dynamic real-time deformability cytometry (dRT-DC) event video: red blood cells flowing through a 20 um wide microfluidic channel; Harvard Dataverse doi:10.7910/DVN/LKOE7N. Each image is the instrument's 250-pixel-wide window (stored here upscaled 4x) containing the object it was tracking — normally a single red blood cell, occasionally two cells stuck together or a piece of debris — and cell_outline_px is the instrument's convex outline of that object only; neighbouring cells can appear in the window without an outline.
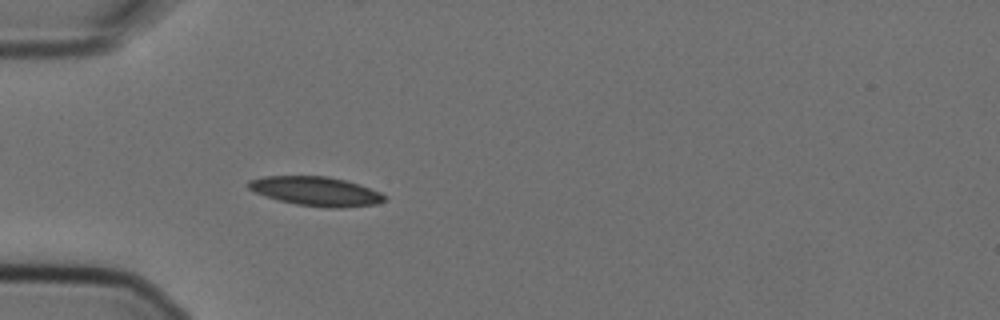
{"species": "Egyptian fruit bat (a non-hibernating species)", "species_latin": "Rousettus aegyptiacus", "temperature_condition": "cold", "stored_images_in_passage": 5, "camera_frame_rate_fps": 3000, "um_per_image_px": 0.085, "animal": {"sex": "female"}, "frame": {"image": 1, "passage_image": 5, "time_ms": 1.333, "image_size_px": [1000, 320], "cell_outline_px": [[388, 200], [376, 204], [340, 208], [324, 208], [296, 204], [280, 200], [256, 192], [248, 188], [244, 184], [248, 180], [264, 176], [328, 176], [344, 180], [380, 192]], "centroid_in_image_um": [26.83, 16.26], "position_along_channel_um": 58.2, "area_um2": 23.0}}